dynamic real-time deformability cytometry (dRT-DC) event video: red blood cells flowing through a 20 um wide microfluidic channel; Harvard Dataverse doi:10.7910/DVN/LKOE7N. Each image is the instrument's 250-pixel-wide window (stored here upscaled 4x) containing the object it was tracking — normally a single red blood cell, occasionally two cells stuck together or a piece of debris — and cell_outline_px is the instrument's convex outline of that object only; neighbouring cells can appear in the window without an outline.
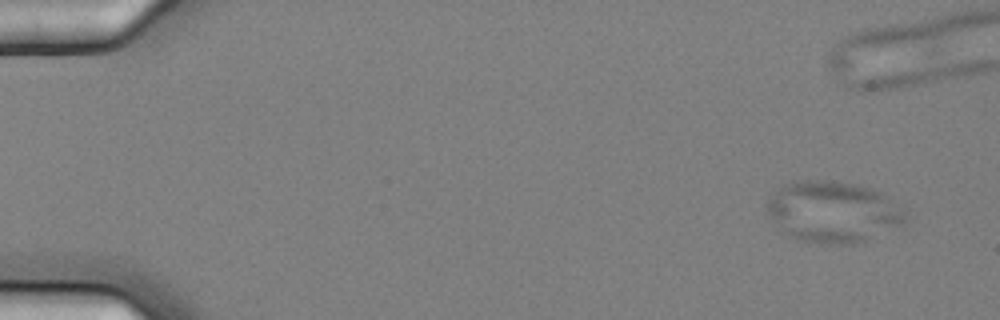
{"species": "common noctule bat (a hibernating species)", "species_latin": "Nyctalus noctula", "temperature_condition": "cold", "stored_images_in_passage": 2, "camera_frame_rate_fps": 3000, "um_per_image_px": 0.085, "animal": {"sex": "female", "body_mass_g": 25.1}, "frame": {"image": 1, "passage_image": 1, "time_ms": 0.0, "image_size_px": [1000, 320], "cell_outline_px": [[908, 208], [904, 220], [900, 224], [856, 244], [820, 244], [800, 240], [780, 232], [768, 212], [768, 200], [784, 184], [792, 180], [832, 180], [856, 184], [872, 188], [888, 196]], "centroid_in_image_um": [70.82, 17.99], "position_along_channel_um": 14.2, "area_um2": 49.59}}